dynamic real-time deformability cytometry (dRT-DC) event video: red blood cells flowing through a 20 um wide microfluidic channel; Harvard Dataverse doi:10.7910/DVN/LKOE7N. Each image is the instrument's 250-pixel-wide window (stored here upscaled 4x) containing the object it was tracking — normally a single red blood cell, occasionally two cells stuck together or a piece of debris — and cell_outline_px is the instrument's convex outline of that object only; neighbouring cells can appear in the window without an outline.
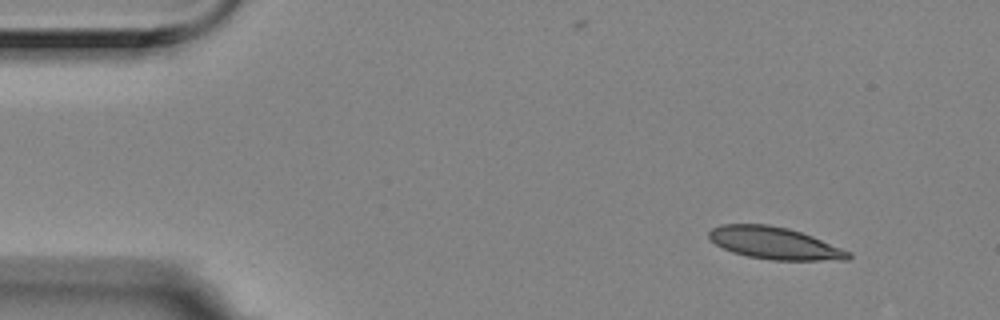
{"species": "Egyptian fruit bat (a non-hibernating species)", "species_latin": "Rousettus aegyptiacus", "temperature_condition": "room temperature", "stored_images_in_passage": 3, "camera_frame_rate_fps": 3000, "um_per_image_px": 0.085, "animal": {"sex": "female"}, "frame": {"image": 1, "passage_image": 1, "time_ms": 0.0, "image_size_px": [1000, 320], "cell_outline_px": [[852, 256], [848, 260], [772, 260], [748, 256], [732, 252], [716, 244], [708, 236], [708, 232], [712, 228], [724, 224], [768, 224], [788, 228], [812, 236], [852, 252]], "centroid_in_image_um": [65.86, 20.67], "position_along_channel_um": 19.1, "area_um2": 26.01}}
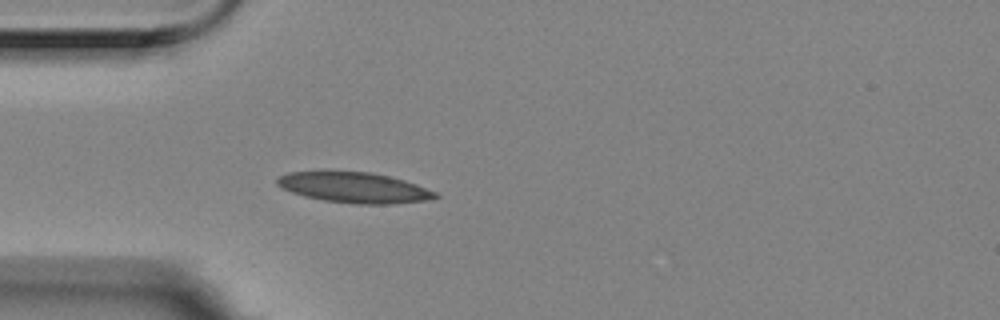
{"frame": {"image": 2, "passage_image": 3, "time_ms": 0.667, "image_size_px": [1000, 320], "cell_outline_px": [[440, 196], [424, 200], [388, 204], [356, 204], [324, 200], [304, 196], [292, 192], [276, 184], [276, 180], [280, 176], [288, 172], [372, 172], [404, 180], [416, 184], [436, 192]], "centroid_in_image_um": [30.11, 15.94], "position_along_channel_um": 54.9, "area_um2": 27.63}}